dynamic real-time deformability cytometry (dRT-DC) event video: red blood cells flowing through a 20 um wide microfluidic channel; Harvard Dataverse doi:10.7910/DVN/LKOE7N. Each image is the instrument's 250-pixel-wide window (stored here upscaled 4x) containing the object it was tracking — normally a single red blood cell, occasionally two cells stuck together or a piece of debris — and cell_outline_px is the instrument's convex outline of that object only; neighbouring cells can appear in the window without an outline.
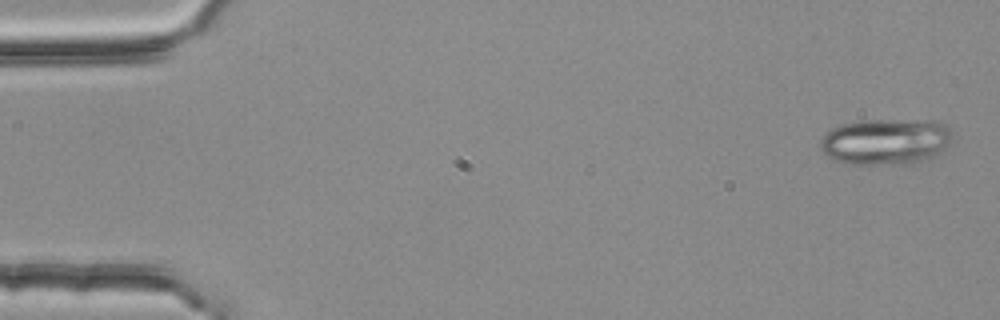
{"species": "common noctule bat (a hibernating species)", "species_latin": "Nyctalus noctula", "temperature_condition": "room temperature", "stored_images_in_passage": 13, "camera_frame_rate_fps": 3000, "um_per_image_px": 0.085, "animal": {"sex": "female", "body_mass_g": 25.1}, "frame": {"image": 1, "passage_image": 1, "time_ms": 0.0, "image_size_px": [1000, 320], "cell_outline_px": [[952, 140], [936, 156], [904, 164], [852, 164], [832, 160], [820, 148], [820, 140], [832, 128], [844, 124], [864, 120], [936, 120], [952, 128]], "centroid_in_image_um": [75.31, 12.02], "position_along_channel_um": 9.7, "area_um2": 35.55}}